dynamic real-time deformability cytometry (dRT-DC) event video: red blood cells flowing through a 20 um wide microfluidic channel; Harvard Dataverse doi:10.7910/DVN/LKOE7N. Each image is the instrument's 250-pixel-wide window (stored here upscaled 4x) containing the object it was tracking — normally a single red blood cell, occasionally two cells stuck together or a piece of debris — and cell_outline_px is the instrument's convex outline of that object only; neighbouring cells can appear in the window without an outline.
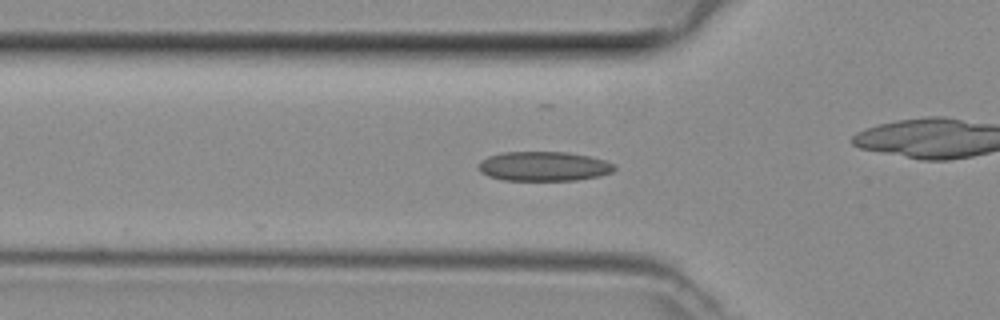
{"species": "common noctule bat (a hibernating species)", "species_latin": "Nyctalus noctula", "temperature_condition": "room temperature", "stored_images_in_passage": 43, "camera_frame_rate_fps": 3000, "um_per_image_px": 0.085, "animal": {"sex": "female", "body_mass_g": 29.2, "forearm_length_mm": 56.3}, "frame": {"image": 1, "passage_image": 10, "time_ms": 3.0, "image_size_px": [1000, 320], "cell_outline_px": [[616, 168], [612, 172], [600, 176], [576, 180], [504, 180], [488, 176], [480, 172], [480, 160], [488, 156], [504, 152], [568, 152], [592, 156], [616, 164]], "centroid_in_image_um": [46.26, 14.13], "position_along_channel_um": 79.5, "area_um2": 23.47}}
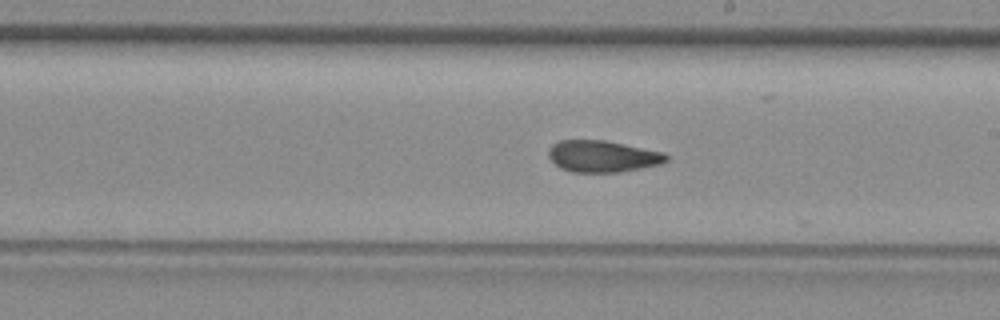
{"frame": {"image": 2, "passage_image": 21, "time_ms": 6.667, "image_size_px": [1000, 320], "cell_outline_px": [[668, 160], [664, 164], [620, 172], [572, 172], [560, 168], [548, 156], [548, 152], [552, 144], [560, 140], [604, 140], [664, 152], [668, 156]], "centroid_in_image_um": [51.25, 13.29], "position_along_channel_um": 237.8, "area_um2": 21.79}}
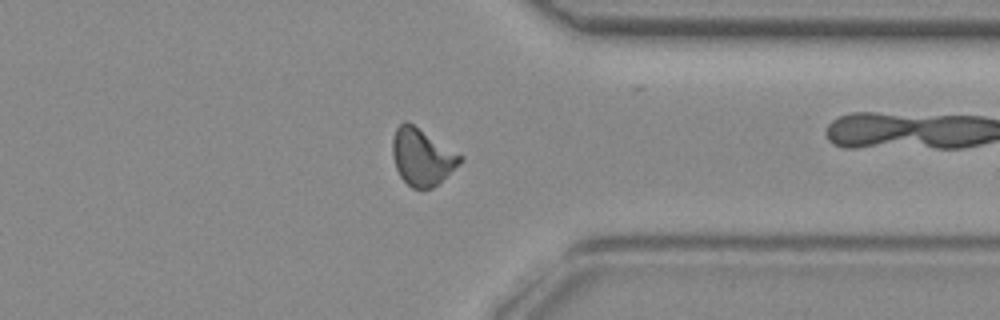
{"frame": {"image": 3, "passage_image": 31, "time_ms": 10.0, "image_size_px": [1000, 320], "cell_outline_px": [[464, 160], [460, 164], [432, 188], [412, 188], [400, 176], [396, 168], [392, 156], [392, 140], [396, 128], [404, 120], [408, 120], [464, 156]], "centroid_in_image_um": [35.87, 13.3], "position_along_channel_um": 375.5, "area_um2": 22.54}}